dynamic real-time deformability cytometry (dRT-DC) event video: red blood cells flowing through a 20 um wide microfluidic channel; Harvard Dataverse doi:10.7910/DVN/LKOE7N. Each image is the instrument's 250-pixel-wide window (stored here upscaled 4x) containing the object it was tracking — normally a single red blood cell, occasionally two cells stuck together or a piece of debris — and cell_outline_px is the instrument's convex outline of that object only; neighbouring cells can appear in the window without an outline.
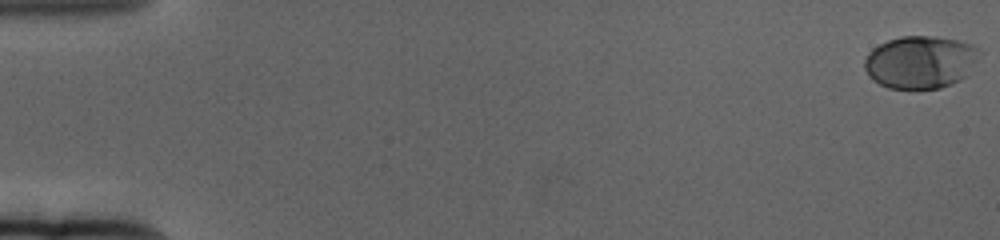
{"species": "human", "species_latin": "Homo sapiens", "temperature_condition": "cold", "stored_images_in_passage": 19, "camera_frame_rate_fps": 3000, "um_per_image_px": 0.085, "donor": {"sex": "female"}, "frame": {"image": 1, "passage_image": 1, "time_ms": 0.0, "image_size_px": [1000, 240], "cell_outline_px": [[984, 52], [968, 76], [952, 84], [940, 88], [888, 88], [872, 80], [864, 68], [864, 60], [868, 52], [872, 48], [888, 40], [900, 36], [932, 36], [956, 40], [972, 44], [980, 48]], "centroid_in_image_um": [78.29, 5.27], "position_along_channel_um": 6.7, "area_um2": 35.84}}